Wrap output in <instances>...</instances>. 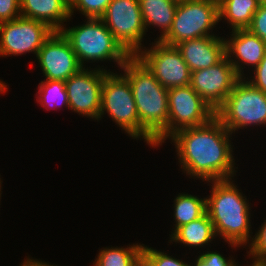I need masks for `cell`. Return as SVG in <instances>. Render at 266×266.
<instances>
[{
    "instance_id": "1",
    "label": "cell",
    "mask_w": 266,
    "mask_h": 266,
    "mask_svg": "<svg viewBox=\"0 0 266 266\" xmlns=\"http://www.w3.org/2000/svg\"><path fill=\"white\" fill-rule=\"evenodd\" d=\"M231 137L232 133L215 116L201 126L179 130L169 139L183 173L208 182L235 177L238 167Z\"/></svg>"
},
{
    "instance_id": "2",
    "label": "cell",
    "mask_w": 266,
    "mask_h": 266,
    "mask_svg": "<svg viewBox=\"0 0 266 266\" xmlns=\"http://www.w3.org/2000/svg\"><path fill=\"white\" fill-rule=\"evenodd\" d=\"M130 83L139 117V139L156 148L168 140V89L131 56L120 68Z\"/></svg>"
},
{
    "instance_id": "3",
    "label": "cell",
    "mask_w": 266,
    "mask_h": 266,
    "mask_svg": "<svg viewBox=\"0 0 266 266\" xmlns=\"http://www.w3.org/2000/svg\"><path fill=\"white\" fill-rule=\"evenodd\" d=\"M207 183L211 191L206 197V213L213 223L216 237H222L231 248L245 246L247 249L253 240L247 196L240 192L234 178Z\"/></svg>"
},
{
    "instance_id": "4",
    "label": "cell",
    "mask_w": 266,
    "mask_h": 266,
    "mask_svg": "<svg viewBox=\"0 0 266 266\" xmlns=\"http://www.w3.org/2000/svg\"><path fill=\"white\" fill-rule=\"evenodd\" d=\"M85 23L63 27L60 32L70 43L82 67L90 62L112 61L121 68L131 57L116 41L101 18H86ZM87 20V21H86Z\"/></svg>"
},
{
    "instance_id": "5",
    "label": "cell",
    "mask_w": 266,
    "mask_h": 266,
    "mask_svg": "<svg viewBox=\"0 0 266 266\" xmlns=\"http://www.w3.org/2000/svg\"><path fill=\"white\" fill-rule=\"evenodd\" d=\"M215 116L232 134L250 126H265L266 93L240 78Z\"/></svg>"
},
{
    "instance_id": "6",
    "label": "cell",
    "mask_w": 266,
    "mask_h": 266,
    "mask_svg": "<svg viewBox=\"0 0 266 266\" xmlns=\"http://www.w3.org/2000/svg\"><path fill=\"white\" fill-rule=\"evenodd\" d=\"M219 22L218 0L178 2L171 29L160 41L176 46L186 40L216 36L213 30Z\"/></svg>"
},
{
    "instance_id": "7",
    "label": "cell",
    "mask_w": 266,
    "mask_h": 266,
    "mask_svg": "<svg viewBox=\"0 0 266 266\" xmlns=\"http://www.w3.org/2000/svg\"><path fill=\"white\" fill-rule=\"evenodd\" d=\"M109 71L104 78L99 120L108 115L132 139L139 140V117L128 79Z\"/></svg>"
},
{
    "instance_id": "8",
    "label": "cell",
    "mask_w": 266,
    "mask_h": 266,
    "mask_svg": "<svg viewBox=\"0 0 266 266\" xmlns=\"http://www.w3.org/2000/svg\"><path fill=\"white\" fill-rule=\"evenodd\" d=\"M101 19L130 56L144 48L142 41L147 33L138 0H111Z\"/></svg>"
},
{
    "instance_id": "9",
    "label": "cell",
    "mask_w": 266,
    "mask_h": 266,
    "mask_svg": "<svg viewBox=\"0 0 266 266\" xmlns=\"http://www.w3.org/2000/svg\"><path fill=\"white\" fill-rule=\"evenodd\" d=\"M144 47L136 57L148 68L160 84L167 88L190 85L191 71L176 46L160 40Z\"/></svg>"
},
{
    "instance_id": "10",
    "label": "cell",
    "mask_w": 266,
    "mask_h": 266,
    "mask_svg": "<svg viewBox=\"0 0 266 266\" xmlns=\"http://www.w3.org/2000/svg\"><path fill=\"white\" fill-rule=\"evenodd\" d=\"M107 71L104 66L83 67L65 81L69 110L99 122L102 88Z\"/></svg>"
},
{
    "instance_id": "11",
    "label": "cell",
    "mask_w": 266,
    "mask_h": 266,
    "mask_svg": "<svg viewBox=\"0 0 266 266\" xmlns=\"http://www.w3.org/2000/svg\"><path fill=\"white\" fill-rule=\"evenodd\" d=\"M47 24L24 17L0 23V56H37L44 42L52 35Z\"/></svg>"
},
{
    "instance_id": "12",
    "label": "cell",
    "mask_w": 266,
    "mask_h": 266,
    "mask_svg": "<svg viewBox=\"0 0 266 266\" xmlns=\"http://www.w3.org/2000/svg\"><path fill=\"white\" fill-rule=\"evenodd\" d=\"M168 110V139L179 130L201 126L215 117V110L190 85L168 89Z\"/></svg>"
},
{
    "instance_id": "13",
    "label": "cell",
    "mask_w": 266,
    "mask_h": 266,
    "mask_svg": "<svg viewBox=\"0 0 266 266\" xmlns=\"http://www.w3.org/2000/svg\"><path fill=\"white\" fill-rule=\"evenodd\" d=\"M239 79L235 68L225 56L214 66L191 72L190 86L216 111Z\"/></svg>"
},
{
    "instance_id": "14",
    "label": "cell",
    "mask_w": 266,
    "mask_h": 266,
    "mask_svg": "<svg viewBox=\"0 0 266 266\" xmlns=\"http://www.w3.org/2000/svg\"><path fill=\"white\" fill-rule=\"evenodd\" d=\"M44 80L66 81L81 68L77 55L60 31H54L36 56Z\"/></svg>"
},
{
    "instance_id": "15",
    "label": "cell",
    "mask_w": 266,
    "mask_h": 266,
    "mask_svg": "<svg viewBox=\"0 0 266 266\" xmlns=\"http://www.w3.org/2000/svg\"><path fill=\"white\" fill-rule=\"evenodd\" d=\"M225 40V54L240 78H246L244 68L253 71L264 58L266 43L248 29H237L230 32ZM246 65V66H245ZM253 69V70H252Z\"/></svg>"
},
{
    "instance_id": "16",
    "label": "cell",
    "mask_w": 266,
    "mask_h": 266,
    "mask_svg": "<svg viewBox=\"0 0 266 266\" xmlns=\"http://www.w3.org/2000/svg\"><path fill=\"white\" fill-rule=\"evenodd\" d=\"M224 38L219 35L203 36L180 42L176 47L193 72L214 66L226 56Z\"/></svg>"
},
{
    "instance_id": "17",
    "label": "cell",
    "mask_w": 266,
    "mask_h": 266,
    "mask_svg": "<svg viewBox=\"0 0 266 266\" xmlns=\"http://www.w3.org/2000/svg\"><path fill=\"white\" fill-rule=\"evenodd\" d=\"M21 17L47 24L60 31L71 20L69 4L65 0H20Z\"/></svg>"
},
{
    "instance_id": "18",
    "label": "cell",
    "mask_w": 266,
    "mask_h": 266,
    "mask_svg": "<svg viewBox=\"0 0 266 266\" xmlns=\"http://www.w3.org/2000/svg\"><path fill=\"white\" fill-rule=\"evenodd\" d=\"M169 235L170 240L168 243H181V245L183 244L185 247L197 249L202 247L205 249V246L209 247V245H211L210 243L217 238L213 223L207 213L197 220L178 227Z\"/></svg>"
},
{
    "instance_id": "19",
    "label": "cell",
    "mask_w": 266,
    "mask_h": 266,
    "mask_svg": "<svg viewBox=\"0 0 266 266\" xmlns=\"http://www.w3.org/2000/svg\"><path fill=\"white\" fill-rule=\"evenodd\" d=\"M146 32L157 27L161 32L154 39L161 40L171 29L178 2L175 0H138Z\"/></svg>"
},
{
    "instance_id": "20",
    "label": "cell",
    "mask_w": 266,
    "mask_h": 266,
    "mask_svg": "<svg viewBox=\"0 0 266 266\" xmlns=\"http://www.w3.org/2000/svg\"><path fill=\"white\" fill-rule=\"evenodd\" d=\"M219 21L226 20L230 29H247L261 4L260 0H218Z\"/></svg>"
},
{
    "instance_id": "21",
    "label": "cell",
    "mask_w": 266,
    "mask_h": 266,
    "mask_svg": "<svg viewBox=\"0 0 266 266\" xmlns=\"http://www.w3.org/2000/svg\"><path fill=\"white\" fill-rule=\"evenodd\" d=\"M174 228L171 234L180 226L199 219L206 213V197L179 193L174 199ZM174 229V230H173Z\"/></svg>"
},
{
    "instance_id": "22",
    "label": "cell",
    "mask_w": 266,
    "mask_h": 266,
    "mask_svg": "<svg viewBox=\"0 0 266 266\" xmlns=\"http://www.w3.org/2000/svg\"><path fill=\"white\" fill-rule=\"evenodd\" d=\"M143 253V244L134 243L127 247H104L99 249L93 266H133Z\"/></svg>"
},
{
    "instance_id": "23",
    "label": "cell",
    "mask_w": 266,
    "mask_h": 266,
    "mask_svg": "<svg viewBox=\"0 0 266 266\" xmlns=\"http://www.w3.org/2000/svg\"><path fill=\"white\" fill-rule=\"evenodd\" d=\"M38 93V94H37ZM35 95L40 106L47 109L64 106L69 109V100L65 88V81L43 80L38 85V92Z\"/></svg>"
},
{
    "instance_id": "24",
    "label": "cell",
    "mask_w": 266,
    "mask_h": 266,
    "mask_svg": "<svg viewBox=\"0 0 266 266\" xmlns=\"http://www.w3.org/2000/svg\"><path fill=\"white\" fill-rule=\"evenodd\" d=\"M110 2L111 0H72L69 4L70 16L79 10L85 18H101Z\"/></svg>"
},
{
    "instance_id": "25",
    "label": "cell",
    "mask_w": 266,
    "mask_h": 266,
    "mask_svg": "<svg viewBox=\"0 0 266 266\" xmlns=\"http://www.w3.org/2000/svg\"><path fill=\"white\" fill-rule=\"evenodd\" d=\"M143 254L153 263L154 266H191L182 259H177L167 254L166 251L156 250L143 244Z\"/></svg>"
},
{
    "instance_id": "26",
    "label": "cell",
    "mask_w": 266,
    "mask_h": 266,
    "mask_svg": "<svg viewBox=\"0 0 266 266\" xmlns=\"http://www.w3.org/2000/svg\"><path fill=\"white\" fill-rule=\"evenodd\" d=\"M206 250L207 251H203L202 253H200V251L198 252L200 255L196 258L195 264L191 266H236L234 257L229 256L225 258L224 255L217 250L210 251L209 248Z\"/></svg>"
},
{
    "instance_id": "27",
    "label": "cell",
    "mask_w": 266,
    "mask_h": 266,
    "mask_svg": "<svg viewBox=\"0 0 266 266\" xmlns=\"http://www.w3.org/2000/svg\"><path fill=\"white\" fill-rule=\"evenodd\" d=\"M263 223L256 231L252 242L248 246L249 251L247 250V255L251 260H266V219Z\"/></svg>"
},
{
    "instance_id": "28",
    "label": "cell",
    "mask_w": 266,
    "mask_h": 266,
    "mask_svg": "<svg viewBox=\"0 0 266 266\" xmlns=\"http://www.w3.org/2000/svg\"><path fill=\"white\" fill-rule=\"evenodd\" d=\"M247 29L266 43V3L259 5Z\"/></svg>"
},
{
    "instance_id": "29",
    "label": "cell",
    "mask_w": 266,
    "mask_h": 266,
    "mask_svg": "<svg viewBox=\"0 0 266 266\" xmlns=\"http://www.w3.org/2000/svg\"><path fill=\"white\" fill-rule=\"evenodd\" d=\"M21 17L20 0H0V23Z\"/></svg>"
},
{
    "instance_id": "30",
    "label": "cell",
    "mask_w": 266,
    "mask_h": 266,
    "mask_svg": "<svg viewBox=\"0 0 266 266\" xmlns=\"http://www.w3.org/2000/svg\"><path fill=\"white\" fill-rule=\"evenodd\" d=\"M252 74H254V76H248L250 79L246 77V80H248L255 88L266 93V51L264 58L254 71H252Z\"/></svg>"
},
{
    "instance_id": "31",
    "label": "cell",
    "mask_w": 266,
    "mask_h": 266,
    "mask_svg": "<svg viewBox=\"0 0 266 266\" xmlns=\"http://www.w3.org/2000/svg\"><path fill=\"white\" fill-rule=\"evenodd\" d=\"M20 266H58L54 265V264H49L48 262H44V261H39L38 259H33V258H29V256H27L26 259H24L23 263L21 262V264H19Z\"/></svg>"
},
{
    "instance_id": "32",
    "label": "cell",
    "mask_w": 266,
    "mask_h": 266,
    "mask_svg": "<svg viewBox=\"0 0 266 266\" xmlns=\"http://www.w3.org/2000/svg\"><path fill=\"white\" fill-rule=\"evenodd\" d=\"M133 266H154L153 263L142 253Z\"/></svg>"
},
{
    "instance_id": "33",
    "label": "cell",
    "mask_w": 266,
    "mask_h": 266,
    "mask_svg": "<svg viewBox=\"0 0 266 266\" xmlns=\"http://www.w3.org/2000/svg\"><path fill=\"white\" fill-rule=\"evenodd\" d=\"M240 265L241 264L236 263V266H240ZM247 266H266V262L264 260H252V263L250 265H247Z\"/></svg>"
},
{
    "instance_id": "34",
    "label": "cell",
    "mask_w": 266,
    "mask_h": 266,
    "mask_svg": "<svg viewBox=\"0 0 266 266\" xmlns=\"http://www.w3.org/2000/svg\"><path fill=\"white\" fill-rule=\"evenodd\" d=\"M7 86L8 85H6V83L3 80L2 81L0 80V94L1 93L3 94L4 92L6 93L8 91Z\"/></svg>"
},
{
    "instance_id": "35",
    "label": "cell",
    "mask_w": 266,
    "mask_h": 266,
    "mask_svg": "<svg viewBox=\"0 0 266 266\" xmlns=\"http://www.w3.org/2000/svg\"><path fill=\"white\" fill-rule=\"evenodd\" d=\"M0 177H1V175H0ZM1 188H2V181H1V178H0V201H1V196H2V195H1V194H2V193H1V192H2V189H1Z\"/></svg>"
},
{
    "instance_id": "36",
    "label": "cell",
    "mask_w": 266,
    "mask_h": 266,
    "mask_svg": "<svg viewBox=\"0 0 266 266\" xmlns=\"http://www.w3.org/2000/svg\"><path fill=\"white\" fill-rule=\"evenodd\" d=\"M68 4H70L72 2V0H65Z\"/></svg>"
},
{
    "instance_id": "37",
    "label": "cell",
    "mask_w": 266,
    "mask_h": 266,
    "mask_svg": "<svg viewBox=\"0 0 266 266\" xmlns=\"http://www.w3.org/2000/svg\"><path fill=\"white\" fill-rule=\"evenodd\" d=\"M261 3H266V0H260Z\"/></svg>"
}]
</instances>
